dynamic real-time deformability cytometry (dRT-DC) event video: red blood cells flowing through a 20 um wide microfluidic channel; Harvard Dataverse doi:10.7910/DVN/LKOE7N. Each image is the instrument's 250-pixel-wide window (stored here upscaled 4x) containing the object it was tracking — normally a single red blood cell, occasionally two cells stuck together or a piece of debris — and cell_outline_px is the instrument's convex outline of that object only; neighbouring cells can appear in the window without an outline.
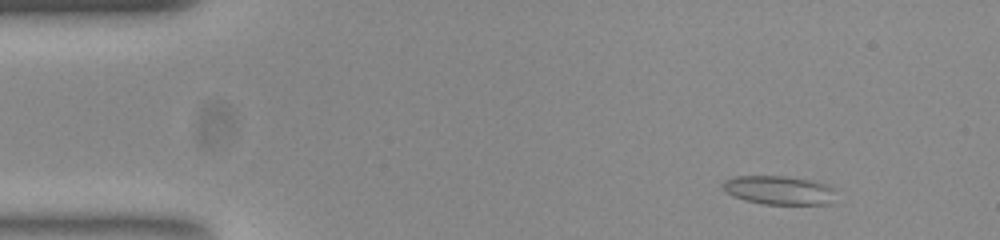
{"species": "common noctule bat (a hibernating species)", "species_latin": "Nyctalus noctula", "temperature_condition": "room temperature", "stored_images_in_passage": 50, "camera_frame_rate_fps": 3000, "um_per_image_px": 0.085, "animal": {"sex": "female", "body_mass_g": 23.0, "forearm_length_mm": 53.4}, "frame": {"image": 1, "passage_image": 2, "time_ms": 0.333, "image_size_px": [1000, 240], "cell_outline_px": [[832, 204], [764, 204], [748, 200], [736, 196], [728, 192], [724, 188], [724, 180], [736, 176], [784, 176], [812, 180], [824, 184], [832, 188]], "centroid_in_image_um": [66.23, 16.16], "position_along_channel_um": 18.8, "area_um2": 18.44}}
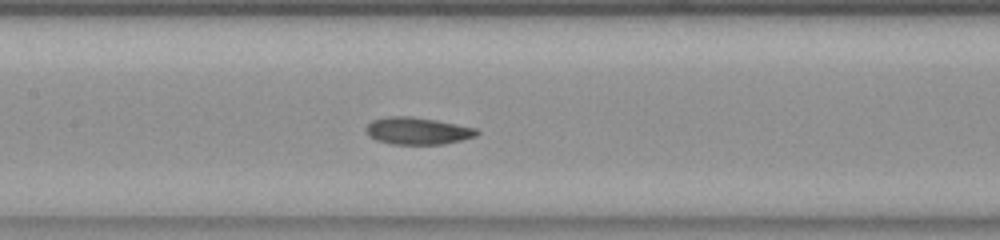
{"frame": {"image": 2, "passage_image": 21, "time_ms": 6.667, "image_size_px": [1000, 240], "cell_outline_px": [[480, 132], [476, 136], [444, 144], [392, 144], [376, 140], [368, 136], [364, 128], [372, 120], [384, 116], [412, 116], [436, 120], [476, 128]], "centroid_in_image_um": [35.45, 11.12], "position_along_channel_um": 172.0, "area_um2": 17.63}}
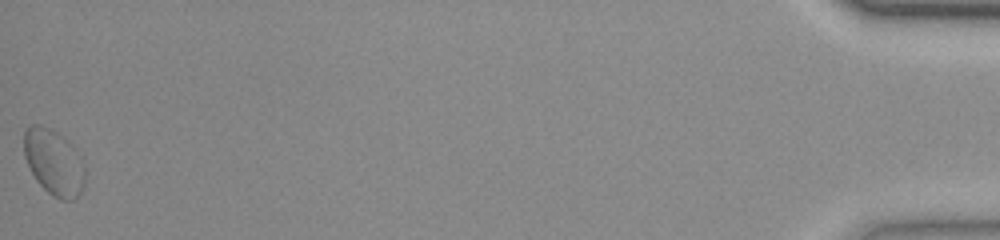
{"frame": {"image": 3, "passage_image": 50, "time_ms": 16.333, "image_size_px": [1000, 240], "cell_outline_px": [[84, 184], [80, 192], [72, 200], [60, 200], [52, 196], [36, 180], [24, 156], [24, 132], [32, 124], [40, 124], [56, 132], [68, 140], [72, 144], [80, 156], [84, 164]], "centroid_in_image_um": [4.58, 13.79], "position_along_channel_um": 430.6, "area_um2": 23.29}, "authors_computed_cell_mechanics": {"area_um2": 17.6579, "velocity_mm_per_s": 3.7635, "shape_relaxation_time_tau1_ms": 8.0448, "shape_relaxation_time_tau2_ms": 2.981, "deformation_change_tau1": 0.1543, "deformation_change_tau2": 0.0897}}